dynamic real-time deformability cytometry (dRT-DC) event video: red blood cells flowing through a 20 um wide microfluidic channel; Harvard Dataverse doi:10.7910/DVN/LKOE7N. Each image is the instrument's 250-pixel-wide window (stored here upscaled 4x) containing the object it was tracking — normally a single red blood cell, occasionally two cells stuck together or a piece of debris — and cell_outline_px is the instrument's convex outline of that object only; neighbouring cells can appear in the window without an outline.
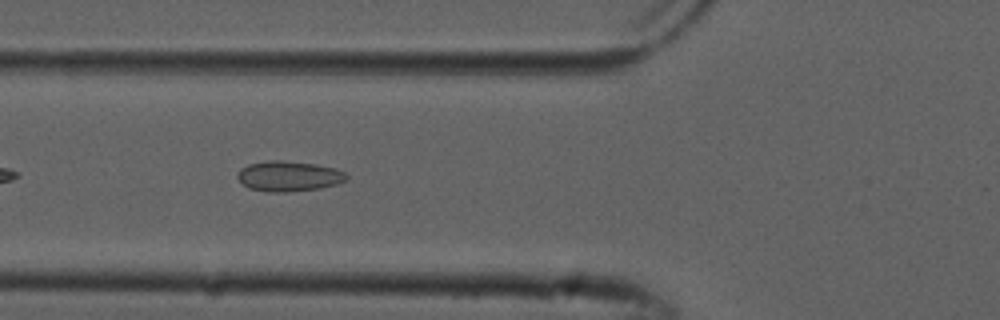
{"species": "common noctule bat (a hibernating species)", "species_latin": "Nyctalus noctula", "temperature_condition": "cold", "stored_images_in_passage": 39, "camera_frame_rate_fps": 3000, "um_per_image_px": 0.085, "animal": {"sex": "male", "forearm_length_mm": 52.5}, "frame": {"image": 1, "passage_image": 6, "time_ms": 1.667, "image_size_px": [1000, 320], "cell_outline_px": [[348, 180], [336, 184], [320, 188], [288, 192], [268, 192], [248, 188], [236, 176], [240, 168], [248, 164], [268, 160], [280, 160], [316, 164], [336, 168], [344, 172], [348, 176]], "centroid_in_image_um": [24.55, 14.97], "position_along_channel_um": 101.3, "area_um2": 19.36}}
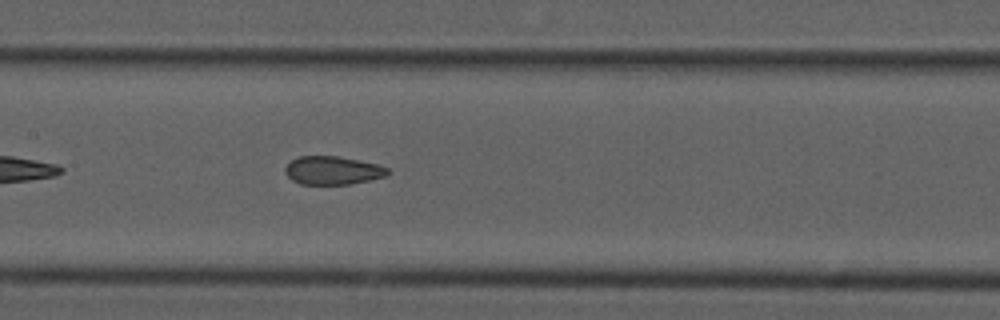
{"frame": {"image": 2, "passage_image": 12, "time_ms": 3.667, "image_size_px": [1000, 320], "cell_outline_px": [[388, 176], [352, 184], [300, 184], [292, 180], [284, 172], [284, 168], [292, 160], [300, 156], [336, 156], [360, 160], [380, 164], [388, 168]], "centroid_in_image_um": [28.31, 14.49], "position_along_channel_um": 179.1, "area_um2": 17.05}}
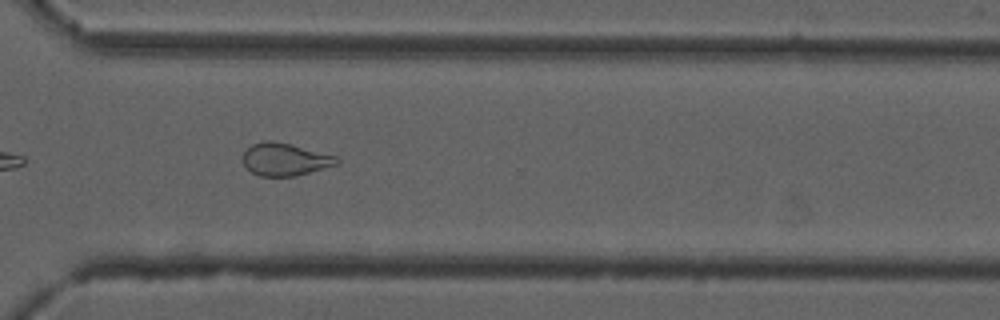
{"frame": {"image": 3, "passage_image": 25, "time_ms": 8.0, "image_size_px": [1000, 320], "cell_outline_px": [[340, 164], [292, 176], [260, 176], [252, 172], [240, 160], [244, 152], [252, 144], [268, 140], [272, 140], [292, 144], [336, 156], [340, 160]], "centroid_in_image_um": [24.21, 13.53], "position_along_channel_um": 346.4, "area_um2": 17.8}, "authors_computed_cell_mechanics": {"area_um2": 18.4382, "velocity_mm_per_s": 3.8743, "shape_relaxation_time_tau1_ms": null, "shape_relaxation_time_tau2_ms": 1.7262, "deformation_change_tau1": null, "deformation_change_tau2": 0.0668}}